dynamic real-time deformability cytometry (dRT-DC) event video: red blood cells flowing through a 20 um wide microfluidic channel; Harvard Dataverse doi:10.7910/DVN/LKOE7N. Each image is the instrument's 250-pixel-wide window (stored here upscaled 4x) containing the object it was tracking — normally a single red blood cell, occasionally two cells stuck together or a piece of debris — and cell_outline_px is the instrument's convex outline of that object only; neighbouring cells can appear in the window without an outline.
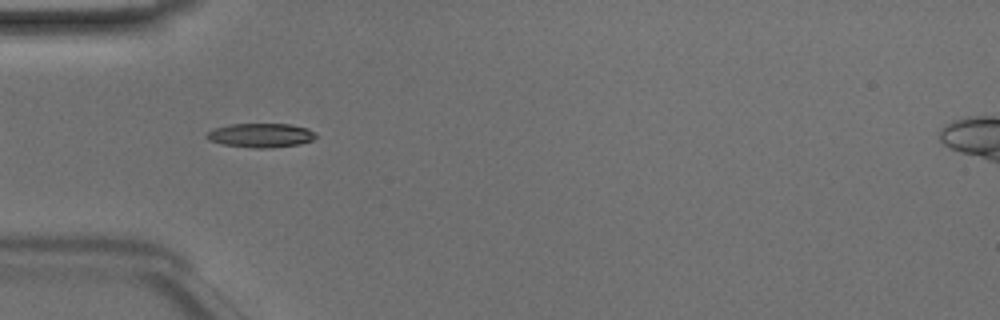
{"species": "Egyptian fruit bat (a non-hibernating species)", "species_latin": "Rousettus aegyptiacus", "temperature_condition": "room temperature", "stored_images_in_passage": 36, "camera_frame_rate_fps": 3000, "um_per_image_px": 0.085, "animal": {"sex": "male"}, "frame": {"image": 1, "passage_image": 3, "time_ms": 0.667, "image_size_px": [1000, 320], "cell_outline_px": [[316, 136], [312, 140], [300, 144], [272, 148], [252, 148], [224, 144], [208, 140], [204, 136], [208, 132], [216, 128], [232, 124], [288, 124], [308, 128], [316, 132]], "centroid_in_image_um": [22.19, 11.51], "position_along_channel_um": 62.8, "area_um2": 15.32}}
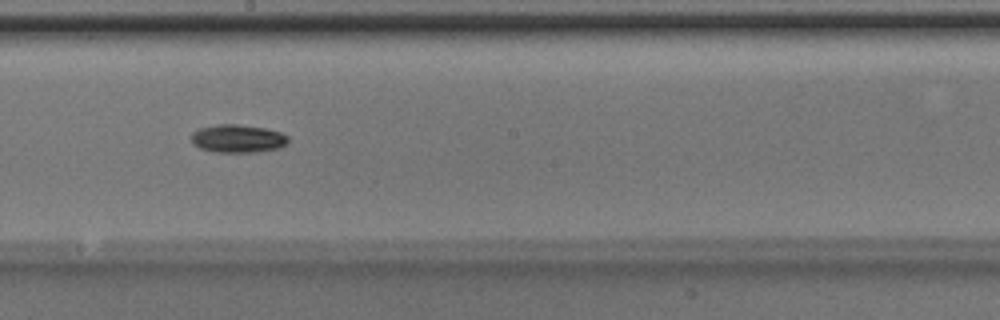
{"frame": {"image": 2, "passage_image": 15, "time_ms": 4.667, "image_size_px": [1000, 320], "cell_outline_px": [[288, 140], [280, 148], [256, 152], [212, 152], [200, 148], [192, 144], [192, 132], [200, 128], [216, 124], [236, 124], [264, 128], [280, 132], [288, 136]], "centroid_in_image_um": [20.18, 11.78], "position_along_channel_um": 228.0, "area_um2": 15.84}}
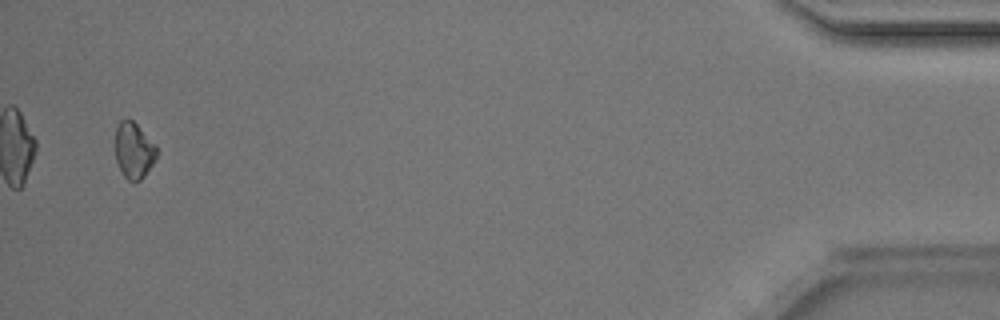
{"frame": {"image": 3, "passage_image": 35, "time_ms": 11.333, "image_size_px": [1000, 320], "cell_outline_px": [[156, 156], [152, 164], [144, 176], [140, 180], [128, 180], [124, 176], [116, 160], [116, 128], [120, 120], [128, 116], [156, 144]], "centroid_in_image_um": [11.37, 12.74], "position_along_channel_um": 423.8, "area_um2": 13.35}, "authors_computed_cell_mechanics": {"area_um2": 14.4789, "velocity_mm_per_s": 4.1731, "shape_relaxation_time_tau1_ms": 2.0094, "shape_relaxation_time_tau2_ms": null, "deformation_change_tau1": 0.0685, "deformation_change_tau2": null}}